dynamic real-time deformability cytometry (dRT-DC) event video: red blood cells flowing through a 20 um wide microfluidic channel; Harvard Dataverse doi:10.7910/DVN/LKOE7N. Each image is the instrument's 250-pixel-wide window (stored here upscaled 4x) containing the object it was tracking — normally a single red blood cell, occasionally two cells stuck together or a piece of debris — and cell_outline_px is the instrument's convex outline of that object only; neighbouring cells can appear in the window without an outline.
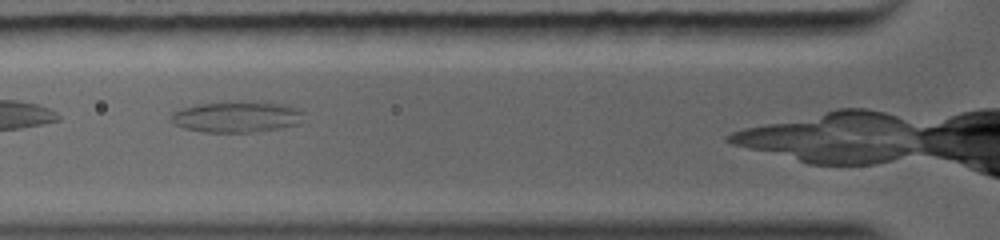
{"species": "common noctule bat (a hibernating species)", "species_latin": "Nyctalus noctula", "temperature_condition": "warm", "stored_images_in_passage": 3, "camera_frame_rate_fps": 5000, "um_per_image_px": 0.085, "animal": {"sex": "female", "body_mass_g": 19.0, "forearm_length_mm": 56.7}, "frame": {"image": 1, "passage_image": 2, "time_ms": 0.8, "image_size_px": [1000, 240], "cell_outline_px": [[300, 112], [284, 124], [236, 132], [216, 132], [192, 128], [184, 124], [172, 116], [176, 112], [200, 100], [272, 100], [288, 104]], "centroid_in_image_um": [19.99, 9.77], "position_along_channel_um": 105.8, "area_um2": 22.48}}